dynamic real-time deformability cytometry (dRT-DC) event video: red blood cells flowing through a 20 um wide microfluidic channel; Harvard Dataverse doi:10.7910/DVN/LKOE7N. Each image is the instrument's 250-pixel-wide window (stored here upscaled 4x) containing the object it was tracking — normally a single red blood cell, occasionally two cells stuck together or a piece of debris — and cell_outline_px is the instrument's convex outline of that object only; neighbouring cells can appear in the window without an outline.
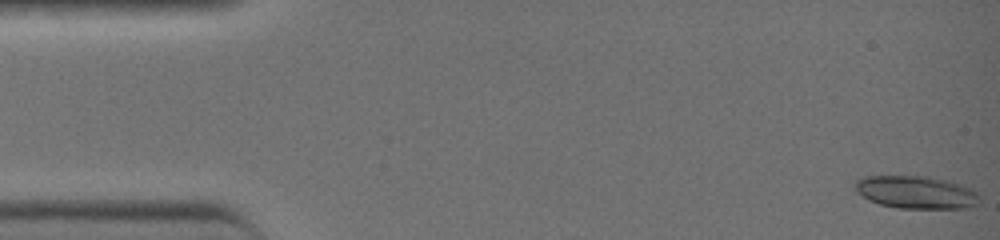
{"species": "common noctule bat (a hibernating species)", "species_latin": "Nyctalus noctula", "temperature_condition": "warm", "stored_images_in_passage": 42, "camera_frame_rate_fps": 3000, "um_per_image_px": 0.085, "animal": {"sex": "female", "body_mass_g": 19.0, "forearm_length_mm": 51.5}, "frame": {"image": 1, "passage_image": 1, "time_ms": 0.0, "image_size_px": [1000, 240], "cell_outline_px": [[976, 204], [964, 208], [900, 208], [880, 204], [864, 196], [856, 188], [856, 184], [860, 180], [868, 176], [916, 176], [944, 180], [956, 184], [976, 192]], "centroid_in_image_um": [77.84, 16.35], "position_along_channel_um": 7.2, "area_um2": 22.48}}
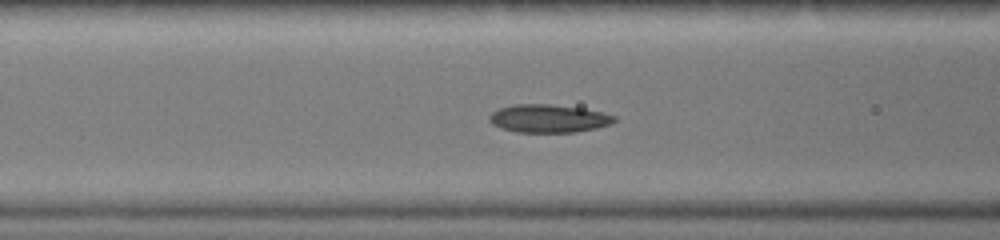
{"frame": {"image": 2, "passage_image": 17, "time_ms": 5.333, "image_size_px": [1000, 240], "cell_outline_px": [[616, 120], [608, 124], [576, 132], [516, 132], [500, 128], [492, 120], [492, 112], [500, 108], [516, 104], [548, 104], [580, 108], [600, 112], [616, 116]], "centroid_in_image_um": [46.63, 10.07], "position_along_channel_um": 120.0, "area_um2": 19.83}}
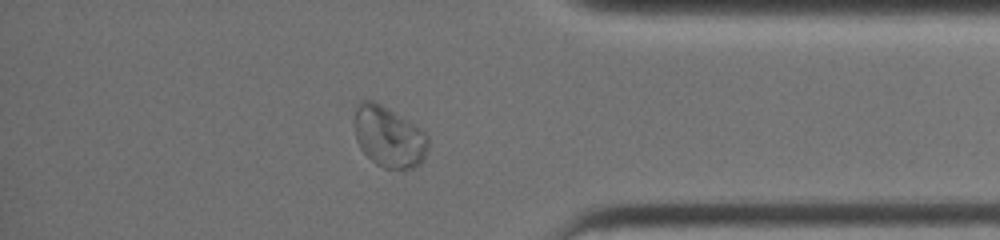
{"frame": {"image": 3, "passage_image": 36, "time_ms": 11.667, "image_size_px": [1000, 240], "cell_outline_px": [[428, 144], [424, 160], [416, 168], [384, 168], [376, 164], [360, 148], [356, 140], [356, 108], [364, 100], [372, 100], [380, 104], [424, 132], [428, 140]], "centroid_in_image_um": [33.06, 11.67], "position_along_channel_um": 402.1, "area_um2": 25.37}, "authors_computed_cell_mechanics": {"area_um2": 19.941, "velocity_mm_per_s": 4.6023, "shape_relaxation_time_tau1_ms": 5.5753, "shape_relaxation_time_tau2_ms": null, "deformation_change_tau1": 0.1328, "deformation_change_tau2": null}}